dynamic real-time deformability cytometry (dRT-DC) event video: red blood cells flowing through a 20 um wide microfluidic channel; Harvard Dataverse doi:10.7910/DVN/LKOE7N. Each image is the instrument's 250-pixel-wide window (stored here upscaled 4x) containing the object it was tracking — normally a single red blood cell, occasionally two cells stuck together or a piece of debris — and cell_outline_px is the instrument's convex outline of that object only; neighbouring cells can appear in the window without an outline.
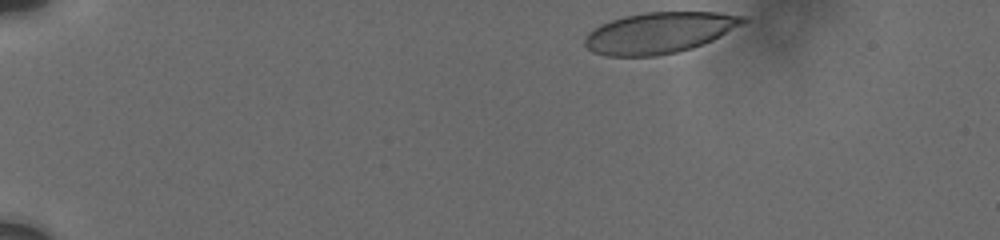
{"species": "human", "species_latin": "Homo sapiens", "temperature_condition": "cold", "stored_images_in_passage": 17, "camera_frame_rate_fps": 3000, "um_per_image_px": 0.085, "donor": {"sex": "male"}, "frame": {"image": 1, "passage_image": 1, "time_ms": 0.0, "image_size_px": [1000, 240], "cell_outline_px": [[748, 20], [720, 36], [712, 40], [692, 48], [676, 52], [656, 56], [604, 56], [592, 52], [584, 44], [584, 36], [588, 32], [600, 24], [624, 16], [644, 12], [716, 12], [744, 16]], "centroid_in_image_um": [55.99, 2.79], "position_along_channel_um": 29.0, "area_um2": 37.8}}
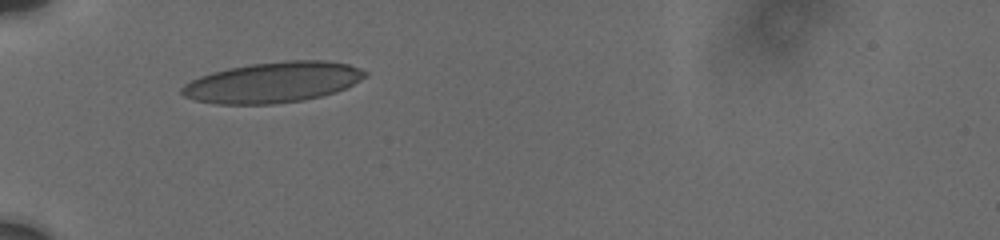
{"frame": {"image": 2, "passage_image": 16, "time_ms": 3.333, "image_size_px": [1000, 240], "cell_outline_px": [[368, 76], [336, 92], [304, 100], [272, 104], [216, 104], [196, 100], [184, 96], [180, 92], [180, 88], [184, 84], [200, 76], [212, 72], [228, 68], [252, 64], [284, 60], [328, 60], [348, 64], [360, 68], [368, 72]], "centroid_in_image_um": [23.2, 6.99], "position_along_channel_um": 61.8, "area_um2": 43.41}}